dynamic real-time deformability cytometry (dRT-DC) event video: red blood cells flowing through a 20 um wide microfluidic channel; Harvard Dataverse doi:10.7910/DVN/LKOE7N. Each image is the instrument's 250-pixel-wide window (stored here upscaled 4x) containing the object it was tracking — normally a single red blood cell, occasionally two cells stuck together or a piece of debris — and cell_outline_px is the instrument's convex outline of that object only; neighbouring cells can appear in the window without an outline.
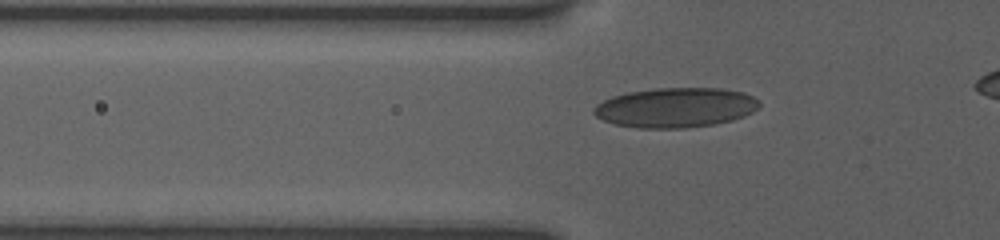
{"species": "human", "species_latin": "Homo sapiens", "temperature_condition": "room temperature", "stored_images_in_passage": 34, "camera_frame_rate_fps": 3000, "um_per_image_px": 0.085, "donor": {"sex": "female"}, "frame": {"image": 1, "passage_image": 4, "time_ms": 1.0, "image_size_px": [1000, 240], "cell_outline_px": [[760, 104], [752, 112], [744, 116], [732, 120], [712, 124], [684, 128], [636, 128], [616, 124], [604, 120], [596, 116], [592, 112], [592, 108], [596, 104], [612, 96], [628, 92], [656, 88], [720, 88], [744, 92], [760, 100]], "centroid_in_image_um": [57.41, 9.14], "position_along_channel_um": 68.4, "area_um2": 38.38}}
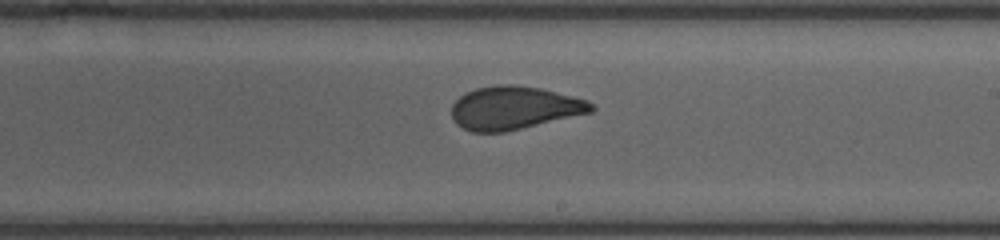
{"frame": {"image": 2, "passage_image": 18, "time_ms": 5.667, "image_size_px": [1000, 240], "cell_outline_px": [[596, 108], [592, 112], [504, 132], [472, 132], [456, 124], [452, 120], [452, 104], [464, 92], [476, 88], [496, 84], [516, 84], [540, 88], [588, 100]], "centroid_in_image_um": [43.68, 9.16], "position_along_channel_um": 245.3, "area_um2": 35.2}}
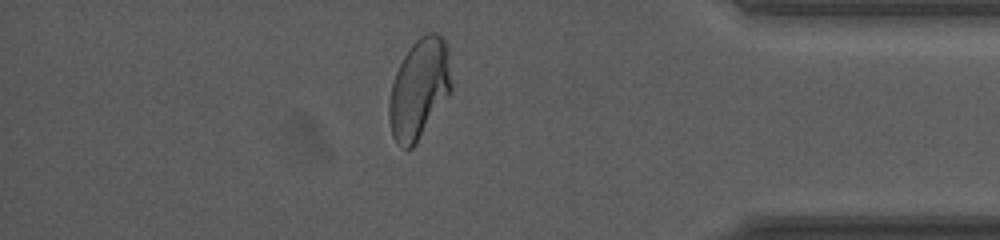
{"frame": {"image": 3, "passage_image": 32, "time_ms": 10.333, "image_size_px": [1000, 240], "cell_outline_px": [[452, 92], [416, 144], [412, 148], [400, 148], [396, 144], [392, 136], [388, 120], [388, 104], [392, 84], [396, 72], [404, 56], [412, 44], [420, 36], [428, 32], [436, 32], [444, 36], [448, 48], [452, 84]], "centroid_in_image_um": [35.65, 7.56], "position_along_channel_um": 399.6, "area_um2": 36.93}}